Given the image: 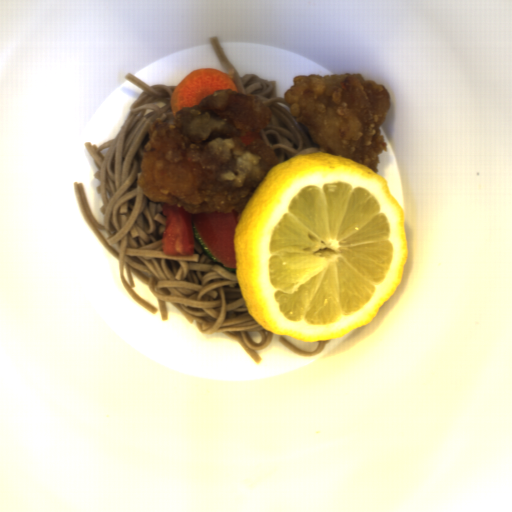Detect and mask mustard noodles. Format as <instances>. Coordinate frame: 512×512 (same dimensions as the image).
Returning a JSON list of instances; mask_svg holds the SVG:
<instances>
[{
	"instance_id": "1",
	"label": "mustard noodles",
	"mask_w": 512,
	"mask_h": 512,
	"mask_svg": "<svg viewBox=\"0 0 512 512\" xmlns=\"http://www.w3.org/2000/svg\"><path fill=\"white\" fill-rule=\"evenodd\" d=\"M125 78L142 92L131 104L116 137L97 146H84L98 169L94 178L101 196L103 225L96 222L83 183L74 182V194L83 220L118 263L119 277L131 299L151 314L169 320L167 303L174 305L201 334L234 339L255 363L257 351L267 348L275 334L249 313L236 272H229L209 256L193 234L192 253L167 255L161 238L167 217L162 202H153L138 186L142 159L156 120L177 128L170 106L176 86L149 85L131 73ZM134 276L157 298L158 308L133 288ZM159 309V310H158Z\"/></svg>"
},
{
	"instance_id": "2",
	"label": "mustard noodles",
	"mask_w": 512,
	"mask_h": 512,
	"mask_svg": "<svg viewBox=\"0 0 512 512\" xmlns=\"http://www.w3.org/2000/svg\"><path fill=\"white\" fill-rule=\"evenodd\" d=\"M226 75L234 82L238 93L258 96L261 103L271 111L268 125L259 130V139L269 146L282 162L299 154L313 152L329 153L325 147L313 141L304 123L297 122L289 104L277 96L276 80H265L255 74L240 76L216 36L209 40Z\"/></svg>"
},
{
	"instance_id": "3",
	"label": "mustard noodles",
	"mask_w": 512,
	"mask_h": 512,
	"mask_svg": "<svg viewBox=\"0 0 512 512\" xmlns=\"http://www.w3.org/2000/svg\"><path fill=\"white\" fill-rule=\"evenodd\" d=\"M279 343L282 344L285 348H287L289 351L295 353L296 355L300 357H315L319 353L323 351V349L327 346L328 343H331L330 340H321L318 341V346L314 351H303L288 340H286L282 335L278 339Z\"/></svg>"
}]
</instances>
